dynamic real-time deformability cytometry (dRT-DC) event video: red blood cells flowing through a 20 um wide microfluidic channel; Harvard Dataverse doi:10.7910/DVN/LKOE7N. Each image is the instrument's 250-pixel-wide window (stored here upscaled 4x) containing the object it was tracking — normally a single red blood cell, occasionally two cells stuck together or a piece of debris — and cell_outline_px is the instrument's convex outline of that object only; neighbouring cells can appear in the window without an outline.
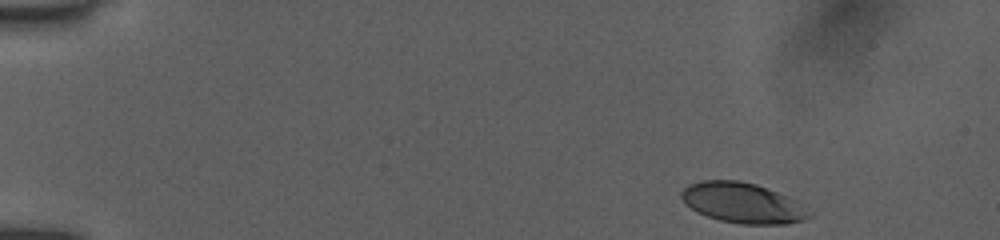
{"species": "human", "species_latin": "Homo sapiens", "temperature_condition": "room temperature", "stored_images_in_passage": 18, "camera_frame_rate_fps": 3000, "um_per_image_px": 0.085, "donor": {"sex": "female"}, "frame": {"image": 1, "passage_image": 1, "time_ms": 0.0, "image_size_px": [1000, 240], "cell_outline_px": [[812, 216], [804, 220], [788, 224], [740, 224], [720, 220], [696, 212], [684, 204], [680, 196], [680, 192], [688, 184], [700, 180], [736, 180], [756, 184], [796, 200]], "centroid_in_image_um": [63.06, 17.25], "position_along_channel_um": 21.9, "area_um2": 30.0}}
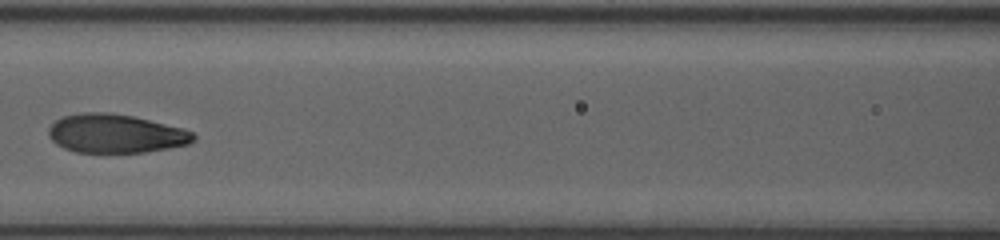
{"frame": {"image": 2, "passage_image": 11, "time_ms": 6.333, "image_size_px": [1000, 240], "cell_outline_px": [[196, 140], [188, 144], [168, 148], [144, 152], [76, 152], [64, 148], [56, 144], [48, 136], [48, 128], [56, 120], [64, 116], [80, 112], [112, 112], [132, 116], [184, 128], [192, 132], [196, 136]], "centroid_in_image_um": [9.82, 11.34], "position_along_channel_um": 156.8, "area_um2": 32.77}}
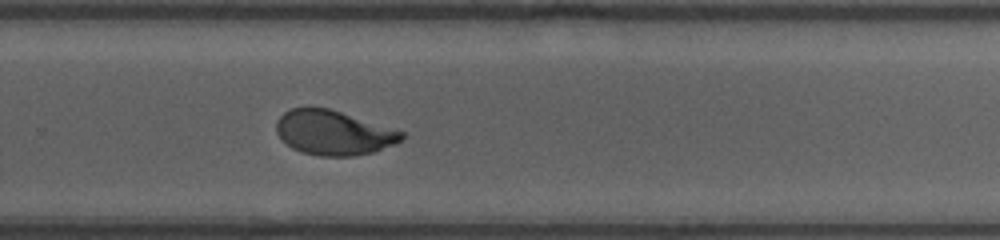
{"frame": {"image": 3, "passage_image": 18, "time_ms": 10.0, "image_size_px": [1000, 240], "cell_outline_px": [[404, 136], [396, 144], [372, 152], [352, 156], [320, 156], [300, 152], [292, 148], [276, 132], [276, 120], [284, 112], [292, 108], [308, 104], [328, 108], [396, 128], [404, 132]], "centroid_in_image_um": [28.34, 11.24], "position_along_channel_um": 301.5, "area_um2": 33.06}}